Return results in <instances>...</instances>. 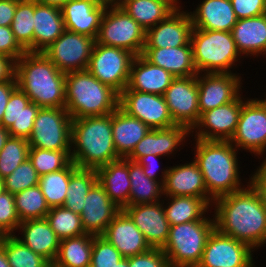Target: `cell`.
I'll return each instance as SVG.
<instances>
[{
    "mask_svg": "<svg viewBox=\"0 0 266 267\" xmlns=\"http://www.w3.org/2000/svg\"><path fill=\"white\" fill-rule=\"evenodd\" d=\"M64 31L61 8L35 1L34 52H42L55 42Z\"/></svg>",
    "mask_w": 266,
    "mask_h": 267,
    "instance_id": "33",
    "label": "cell"
},
{
    "mask_svg": "<svg viewBox=\"0 0 266 267\" xmlns=\"http://www.w3.org/2000/svg\"><path fill=\"white\" fill-rule=\"evenodd\" d=\"M175 77L164 68L151 64L142 55L135 56L124 90L164 95Z\"/></svg>",
    "mask_w": 266,
    "mask_h": 267,
    "instance_id": "26",
    "label": "cell"
},
{
    "mask_svg": "<svg viewBox=\"0 0 266 267\" xmlns=\"http://www.w3.org/2000/svg\"><path fill=\"white\" fill-rule=\"evenodd\" d=\"M130 0H108V3L113 6L121 7L124 3Z\"/></svg>",
    "mask_w": 266,
    "mask_h": 267,
    "instance_id": "60",
    "label": "cell"
},
{
    "mask_svg": "<svg viewBox=\"0 0 266 267\" xmlns=\"http://www.w3.org/2000/svg\"><path fill=\"white\" fill-rule=\"evenodd\" d=\"M18 0H0V27L11 26Z\"/></svg>",
    "mask_w": 266,
    "mask_h": 267,
    "instance_id": "54",
    "label": "cell"
},
{
    "mask_svg": "<svg viewBox=\"0 0 266 267\" xmlns=\"http://www.w3.org/2000/svg\"><path fill=\"white\" fill-rule=\"evenodd\" d=\"M237 19L264 15L265 0H231Z\"/></svg>",
    "mask_w": 266,
    "mask_h": 267,
    "instance_id": "51",
    "label": "cell"
},
{
    "mask_svg": "<svg viewBox=\"0 0 266 267\" xmlns=\"http://www.w3.org/2000/svg\"><path fill=\"white\" fill-rule=\"evenodd\" d=\"M4 191V180L0 177V194Z\"/></svg>",
    "mask_w": 266,
    "mask_h": 267,
    "instance_id": "62",
    "label": "cell"
},
{
    "mask_svg": "<svg viewBox=\"0 0 266 267\" xmlns=\"http://www.w3.org/2000/svg\"><path fill=\"white\" fill-rule=\"evenodd\" d=\"M40 175L36 172L32 162L27 159L21 163L10 175L5 177L4 190L15 194L17 192L38 185Z\"/></svg>",
    "mask_w": 266,
    "mask_h": 267,
    "instance_id": "46",
    "label": "cell"
},
{
    "mask_svg": "<svg viewBox=\"0 0 266 267\" xmlns=\"http://www.w3.org/2000/svg\"><path fill=\"white\" fill-rule=\"evenodd\" d=\"M102 237L124 258L139 255L151 249L143 233L122 209L107 226Z\"/></svg>",
    "mask_w": 266,
    "mask_h": 267,
    "instance_id": "24",
    "label": "cell"
},
{
    "mask_svg": "<svg viewBox=\"0 0 266 267\" xmlns=\"http://www.w3.org/2000/svg\"><path fill=\"white\" fill-rule=\"evenodd\" d=\"M145 34L146 31L121 7L108 4L95 41L128 50L138 56L144 50Z\"/></svg>",
    "mask_w": 266,
    "mask_h": 267,
    "instance_id": "8",
    "label": "cell"
},
{
    "mask_svg": "<svg viewBox=\"0 0 266 267\" xmlns=\"http://www.w3.org/2000/svg\"><path fill=\"white\" fill-rule=\"evenodd\" d=\"M195 141L194 161L204 177L207 193L214 200L245 187L240 182L238 149L230 141Z\"/></svg>",
    "mask_w": 266,
    "mask_h": 267,
    "instance_id": "4",
    "label": "cell"
},
{
    "mask_svg": "<svg viewBox=\"0 0 266 267\" xmlns=\"http://www.w3.org/2000/svg\"><path fill=\"white\" fill-rule=\"evenodd\" d=\"M179 6L166 19L146 30L144 48L191 46L193 24L188 11Z\"/></svg>",
    "mask_w": 266,
    "mask_h": 267,
    "instance_id": "18",
    "label": "cell"
},
{
    "mask_svg": "<svg viewBox=\"0 0 266 267\" xmlns=\"http://www.w3.org/2000/svg\"><path fill=\"white\" fill-rule=\"evenodd\" d=\"M260 102V104L266 109V98L264 100L259 99L258 100Z\"/></svg>",
    "mask_w": 266,
    "mask_h": 267,
    "instance_id": "63",
    "label": "cell"
},
{
    "mask_svg": "<svg viewBox=\"0 0 266 267\" xmlns=\"http://www.w3.org/2000/svg\"><path fill=\"white\" fill-rule=\"evenodd\" d=\"M93 237L83 234L60 240L52 267H90Z\"/></svg>",
    "mask_w": 266,
    "mask_h": 267,
    "instance_id": "35",
    "label": "cell"
},
{
    "mask_svg": "<svg viewBox=\"0 0 266 267\" xmlns=\"http://www.w3.org/2000/svg\"><path fill=\"white\" fill-rule=\"evenodd\" d=\"M35 1L41 4L52 5L61 8L69 0H35Z\"/></svg>",
    "mask_w": 266,
    "mask_h": 267,
    "instance_id": "58",
    "label": "cell"
},
{
    "mask_svg": "<svg viewBox=\"0 0 266 267\" xmlns=\"http://www.w3.org/2000/svg\"><path fill=\"white\" fill-rule=\"evenodd\" d=\"M231 33L241 56L266 57V15L238 19Z\"/></svg>",
    "mask_w": 266,
    "mask_h": 267,
    "instance_id": "30",
    "label": "cell"
},
{
    "mask_svg": "<svg viewBox=\"0 0 266 267\" xmlns=\"http://www.w3.org/2000/svg\"><path fill=\"white\" fill-rule=\"evenodd\" d=\"M10 136L11 135L8 129L0 125V151L3 149L4 145L6 144Z\"/></svg>",
    "mask_w": 266,
    "mask_h": 267,
    "instance_id": "57",
    "label": "cell"
},
{
    "mask_svg": "<svg viewBox=\"0 0 266 267\" xmlns=\"http://www.w3.org/2000/svg\"><path fill=\"white\" fill-rule=\"evenodd\" d=\"M46 219L60 240L85 234L80 214L64 206L50 208Z\"/></svg>",
    "mask_w": 266,
    "mask_h": 267,
    "instance_id": "43",
    "label": "cell"
},
{
    "mask_svg": "<svg viewBox=\"0 0 266 267\" xmlns=\"http://www.w3.org/2000/svg\"><path fill=\"white\" fill-rule=\"evenodd\" d=\"M160 159V156H156V155H147V156H143L141 157L137 162L142 166L144 174L155 181L160 182L162 185L164 184L165 178H166V173L168 169H163L161 171L160 177H158L157 173H158V165H156V161ZM156 160V161H155ZM158 163V162H157ZM160 178V179H159Z\"/></svg>",
    "mask_w": 266,
    "mask_h": 267,
    "instance_id": "52",
    "label": "cell"
},
{
    "mask_svg": "<svg viewBox=\"0 0 266 267\" xmlns=\"http://www.w3.org/2000/svg\"><path fill=\"white\" fill-rule=\"evenodd\" d=\"M190 134V129L184 125H175L166 129H150L126 158L137 162L141 157L151 154L171 156L173 153L174 155L176 149L178 151V147L181 148L183 141L188 139L185 137H189Z\"/></svg>",
    "mask_w": 266,
    "mask_h": 267,
    "instance_id": "23",
    "label": "cell"
},
{
    "mask_svg": "<svg viewBox=\"0 0 266 267\" xmlns=\"http://www.w3.org/2000/svg\"><path fill=\"white\" fill-rule=\"evenodd\" d=\"M264 15H266V0H265V5H264Z\"/></svg>",
    "mask_w": 266,
    "mask_h": 267,
    "instance_id": "64",
    "label": "cell"
},
{
    "mask_svg": "<svg viewBox=\"0 0 266 267\" xmlns=\"http://www.w3.org/2000/svg\"><path fill=\"white\" fill-rule=\"evenodd\" d=\"M130 194L129 205L156 203L163 195V185L148 178L142 166L135 161L129 160Z\"/></svg>",
    "mask_w": 266,
    "mask_h": 267,
    "instance_id": "37",
    "label": "cell"
},
{
    "mask_svg": "<svg viewBox=\"0 0 266 267\" xmlns=\"http://www.w3.org/2000/svg\"><path fill=\"white\" fill-rule=\"evenodd\" d=\"M163 96L173 121L191 130L200 117L197 75L174 78Z\"/></svg>",
    "mask_w": 266,
    "mask_h": 267,
    "instance_id": "16",
    "label": "cell"
},
{
    "mask_svg": "<svg viewBox=\"0 0 266 267\" xmlns=\"http://www.w3.org/2000/svg\"><path fill=\"white\" fill-rule=\"evenodd\" d=\"M35 0H18L11 30L15 40L28 52H34Z\"/></svg>",
    "mask_w": 266,
    "mask_h": 267,
    "instance_id": "40",
    "label": "cell"
},
{
    "mask_svg": "<svg viewBox=\"0 0 266 267\" xmlns=\"http://www.w3.org/2000/svg\"><path fill=\"white\" fill-rule=\"evenodd\" d=\"M71 151H55L30 147L28 159L41 176L64 169L72 160Z\"/></svg>",
    "mask_w": 266,
    "mask_h": 267,
    "instance_id": "45",
    "label": "cell"
},
{
    "mask_svg": "<svg viewBox=\"0 0 266 267\" xmlns=\"http://www.w3.org/2000/svg\"><path fill=\"white\" fill-rule=\"evenodd\" d=\"M71 160L78 168L97 169L116 161L112 113L72 119Z\"/></svg>",
    "mask_w": 266,
    "mask_h": 267,
    "instance_id": "3",
    "label": "cell"
},
{
    "mask_svg": "<svg viewBox=\"0 0 266 267\" xmlns=\"http://www.w3.org/2000/svg\"><path fill=\"white\" fill-rule=\"evenodd\" d=\"M77 168L71 161L64 169L40 176L38 186L50 208L64 205L70 176Z\"/></svg>",
    "mask_w": 266,
    "mask_h": 267,
    "instance_id": "39",
    "label": "cell"
},
{
    "mask_svg": "<svg viewBox=\"0 0 266 267\" xmlns=\"http://www.w3.org/2000/svg\"><path fill=\"white\" fill-rule=\"evenodd\" d=\"M15 60L0 54V83L11 81L15 77Z\"/></svg>",
    "mask_w": 266,
    "mask_h": 267,
    "instance_id": "56",
    "label": "cell"
},
{
    "mask_svg": "<svg viewBox=\"0 0 266 267\" xmlns=\"http://www.w3.org/2000/svg\"><path fill=\"white\" fill-rule=\"evenodd\" d=\"M117 267H129V257L128 258H122L118 263Z\"/></svg>",
    "mask_w": 266,
    "mask_h": 267,
    "instance_id": "61",
    "label": "cell"
},
{
    "mask_svg": "<svg viewBox=\"0 0 266 267\" xmlns=\"http://www.w3.org/2000/svg\"><path fill=\"white\" fill-rule=\"evenodd\" d=\"M39 110L40 107L31 102L29 97L17 87L10 95L0 125L7 128L12 137L28 139L32 134Z\"/></svg>",
    "mask_w": 266,
    "mask_h": 267,
    "instance_id": "25",
    "label": "cell"
},
{
    "mask_svg": "<svg viewBox=\"0 0 266 267\" xmlns=\"http://www.w3.org/2000/svg\"><path fill=\"white\" fill-rule=\"evenodd\" d=\"M149 130L140 119L128 115L120 107L112 112L114 147L121 158H126Z\"/></svg>",
    "mask_w": 266,
    "mask_h": 267,
    "instance_id": "32",
    "label": "cell"
},
{
    "mask_svg": "<svg viewBox=\"0 0 266 267\" xmlns=\"http://www.w3.org/2000/svg\"><path fill=\"white\" fill-rule=\"evenodd\" d=\"M0 247L4 250L10 267H52L47 259L17 239L16 234L1 236Z\"/></svg>",
    "mask_w": 266,
    "mask_h": 267,
    "instance_id": "41",
    "label": "cell"
},
{
    "mask_svg": "<svg viewBox=\"0 0 266 267\" xmlns=\"http://www.w3.org/2000/svg\"><path fill=\"white\" fill-rule=\"evenodd\" d=\"M15 207L21 222L46 218L50 207L38 185L14 194Z\"/></svg>",
    "mask_w": 266,
    "mask_h": 267,
    "instance_id": "42",
    "label": "cell"
},
{
    "mask_svg": "<svg viewBox=\"0 0 266 267\" xmlns=\"http://www.w3.org/2000/svg\"><path fill=\"white\" fill-rule=\"evenodd\" d=\"M108 4L103 0H69L61 7L65 30L96 39Z\"/></svg>",
    "mask_w": 266,
    "mask_h": 267,
    "instance_id": "20",
    "label": "cell"
},
{
    "mask_svg": "<svg viewBox=\"0 0 266 267\" xmlns=\"http://www.w3.org/2000/svg\"><path fill=\"white\" fill-rule=\"evenodd\" d=\"M188 13L196 29L231 32L238 20L231 0H203Z\"/></svg>",
    "mask_w": 266,
    "mask_h": 267,
    "instance_id": "27",
    "label": "cell"
},
{
    "mask_svg": "<svg viewBox=\"0 0 266 267\" xmlns=\"http://www.w3.org/2000/svg\"><path fill=\"white\" fill-rule=\"evenodd\" d=\"M72 118L65 108H40L28 138L30 147L71 151Z\"/></svg>",
    "mask_w": 266,
    "mask_h": 267,
    "instance_id": "9",
    "label": "cell"
},
{
    "mask_svg": "<svg viewBox=\"0 0 266 267\" xmlns=\"http://www.w3.org/2000/svg\"><path fill=\"white\" fill-rule=\"evenodd\" d=\"M0 267H10L4 250L0 247Z\"/></svg>",
    "mask_w": 266,
    "mask_h": 267,
    "instance_id": "59",
    "label": "cell"
},
{
    "mask_svg": "<svg viewBox=\"0 0 266 267\" xmlns=\"http://www.w3.org/2000/svg\"><path fill=\"white\" fill-rule=\"evenodd\" d=\"M81 223L85 234L102 236L107 226L121 209L109 198L104 188L97 182L84 201Z\"/></svg>",
    "mask_w": 266,
    "mask_h": 267,
    "instance_id": "22",
    "label": "cell"
},
{
    "mask_svg": "<svg viewBox=\"0 0 266 267\" xmlns=\"http://www.w3.org/2000/svg\"><path fill=\"white\" fill-rule=\"evenodd\" d=\"M179 0H130L121 8L145 31L166 19L179 7Z\"/></svg>",
    "mask_w": 266,
    "mask_h": 267,
    "instance_id": "34",
    "label": "cell"
},
{
    "mask_svg": "<svg viewBox=\"0 0 266 267\" xmlns=\"http://www.w3.org/2000/svg\"><path fill=\"white\" fill-rule=\"evenodd\" d=\"M142 56L151 64L164 68L175 78L197 75L192 46L144 48Z\"/></svg>",
    "mask_w": 266,
    "mask_h": 267,
    "instance_id": "29",
    "label": "cell"
},
{
    "mask_svg": "<svg viewBox=\"0 0 266 267\" xmlns=\"http://www.w3.org/2000/svg\"><path fill=\"white\" fill-rule=\"evenodd\" d=\"M241 96L240 94L234 101L200 114L198 122L190 130L191 133L195 131L194 139L230 141L236 132L245 101Z\"/></svg>",
    "mask_w": 266,
    "mask_h": 267,
    "instance_id": "15",
    "label": "cell"
},
{
    "mask_svg": "<svg viewBox=\"0 0 266 267\" xmlns=\"http://www.w3.org/2000/svg\"><path fill=\"white\" fill-rule=\"evenodd\" d=\"M122 258L120 252L105 238L93 237L90 267H117Z\"/></svg>",
    "mask_w": 266,
    "mask_h": 267,
    "instance_id": "47",
    "label": "cell"
},
{
    "mask_svg": "<svg viewBox=\"0 0 266 267\" xmlns=\"http://www.w3.org/2000/svg\"><path fill=\"white\" fill-rule=\"evenodd\" d=\"M119 107V94L87 69L66 73L65 109L72 119L104 116Z\"/></svg>",
    "mask_w": 266,
    "mask_h": 267,
    "instance_id": "5",
    "label": "cell"
},
{
    "mask_svg": "<svg viewBox=\"0 0 266 267\" xmlns=\"http://www.w3.org/2000/svg\"><path fill=\"white\" fill-rule=\"evenodd\" d=\"M236 73H198V107L200 114L234 101L242 87Z\"/></svg>",
    "mask_w": 266,
    "mask_h": 267,
    "instance_id": "17",
    "label": "cell"
},
{
    "mask_svg": "<svg viewBox=\"0 0 266 267\" xmlns=\"http://www.w3.org/2000/svg\"><path fill=\"white\" fill-rule=\"evenodd\" d=\"M190 43L198 73H233L241 59L231 32L193 28Z\"/></svg>",
    "mask_w": 266,
    "mask_h": 267,
    "instance_id": "6",
    "label": "cell"
},
{
    "mask_svg": "<svg viewBox=\"0 0 266 267\" xmlns=\"http://www.w3.org/2000/svg\"><path fill=\"white\" fill-rule=\"evenodd\" d=\"M26 51L15 40L11 26L0 27V54L17 61Z\"/></svg>",
    "mask_w": 266,
    "mask_h": 267,
    "instance_id": "50",
    "label": "cell"
},
{
    "mask_svg": "<svg viewBox=\"0 0 266 267\" xmlns=\"http://www.w3.org/2000/svg\"><path fill=\"white\" fill-rule=\"evenodd\" d=\"M21 221L18 217L14 194L3 191L0 194V236L15 235Z\"/></svg>",
    "mask_w": 266,
    "mask_h": 267,
    "instance_id": "48",
    "label": "cell"
},
{
    "mask_svg": "<svg viewBox=\"0 0 266 267\" xmlns=\"http://www.w3.org/2000/svg\"><path fill=\"white\" fill-rule=\"evenodd\" d=\"M215 229L214 217L170 226L162 248L170 267H197L208 237Z\"/></svg>",
    "mask_w": 266,
    "mask_h": 267,
    "instance_id": "7",
    "label": "cell"
},
{
    "mask_svg": "<svg viewBox=\"0 0 266 267\" xmlns=\"http://www.w3.org/2000/svg\"><path fill=\"white\" fill-rule=\"evenodd\" d=\"M18 230L21 231L22 236H16L17 239L51 264L54 262L59 250L60 239L46 218L23 221L18 226Z\"/></svg>",
    "mask_w": 266,
    "mask_h": 267,
    "instance_id": "28",
    "label": "cell"
},
{
    "mask_svg": "<svg viewBox=\"0 0 266 267\" xmlns=\"http://www.w3.org/2000/svg\"><path fill=\"white\" fill-rule=\"evenodd\" d=\"M129 267H170L169 260L160 248L129 257Z\"/></svg>",
    "mask_w": 266,
    "mask_h": 267,
    "instance_id": "49",
    "label": "cell"
},
{
    "mask_svg": "<svg viewBox=\"0 0 266 267\" xmlns=\"http://www.w3.org/2000/svg\"><path fill=\"white\" fill-rule=\"evenodd\" d=\"M168 203L164 205L166 219L170 226L185 222L202 220L210 211V205L203 199L193 196H166ZM206 212V213H205Z\"/></svg>",
    "mask_w": 266,
    "mask_h": 267,
    "instance_id": "36",
    "label": "cell"
},
{
    "mask_svg": "<svg viewBox=\"0 0 266 267\" xmlns=\"http://www.w3.org/2000/svg\"><path fill=\"white\" fill-rule=\"evenodd\" d=\"M134 58L135 55L128 50L95 43L87 70L120 94L128 85Z\"/></svg>",
    "mask_w": 266,
    "mask_h": 267,
    "instance_id": "10",
    "label": "cell"
},
{
    "mask_svg": "<svg viewBox=\"0 0 266 267\" xmlns=\"http://www.w3.org/2000/svg\"><path fill=\"white\" fill-rule=\"evenodd\" d=\"M97 182L96 169L77 168L70 176L63 206L74 213L81 214L85 198Z\"/></svg>",
    "mask_w": 266,
    "mask_h": 267,
    "instance_id": "38",
    "label": "cell"
},
{
    "mask_svg": "<svg viewBox=\"0 0 266 267\" xmlns=\"http://www.w3.org/2000/svg\"><path fill=\"white\" fill-rule=\"evenodd\" d=\"M17 88L16 78L0 83V123L3 119L6 105L12 92Z\"/></svg>",
    "mask_w": 266,
    "mask_h": 267,
    "instance_id": "55",
    "label": "cell"
},
{
    "mask_svg": "<svg viewBox=\"0 0 266 267\" xmlns=\"http://www.w3.org/2000/svg\"><path fill=\"white\" fill-rule=\"evenodd\" d=\"M247 183V187L213 200V216L218 232L257 250L266 244V210L257 191Z\"/></svg>",
    "mask_w": 266,
    "mask_h": 267,
    "instance_id": "1",
    "label": "cell"
},
{
    "mask_svg": "<svg viewBox=\"0 0 266 267\" xmlns=\"http://www.w3.org/2000/svg\"><path fill=\"white\" fill-rule=\"evenodd\" d=\"M246 100L243 102L237 129L230 142L239 150L242 148L259 158L266 152V109L257 98Z\"/></svg>",
    "mask_w": 266,
    "mask_h": 267,
    "instance_id": "13",
    "label": "cell"
},
{
    "mask_svg": "<svg viewBox=\"0 0 266 267\" xmlns=\"http://www.w3.org/2000/svg\"><path fill=\"white\" fill-rule=\"evenodd\" d=\"M165 200L149 204L129 205L122 209L143 233L151 248L162 249L169 237L170 224L166 219L163 206Z\"/></svg>",
    "mask_w": 266,
    "mask_h": 267,
    "instance_id": "19",
    "label": "cell"
},
{
    "mask_svg": "<svg viewBox=\"0 0 266 267\" xmlns=\"http://www.w3.org/2000/svg\"><path fill=\"white\" fill-rule=\"evenodd\" d=\"M119 107L128 115L140 119L150 129H166L177 125L163 95L123 90L119 94Z\"/></svg>",
    "mask_w": 266,
    "mask_h": 267,
    "instance_id": "14",
    "label": "cell"
},
{
    "mask_svg": "<svg viewBox=\"0 0 266 267\" xmlns=\"http://www.w3.org/2000/svg\"><path fill=\"white\" fill-rule=\"evenodd\" d=\"M96 41L65 30L42 52L63 73L86 70Z\"/></svg>",
    "mask_w": 266,
    "mask_h": 267,
    "instance_id": "11",
    "label": "cell"
},
{
    "mask_svg": "<svg viewBox=\"0 0 266 267\" xmlns=\"http://www.w3.org/2000/svg\"><path fill=\"white\" fill-rule=\"evenodd\" d=\"M258 168L251 174L252 176L249 178V183L257 191L262 205L266 210V160H263Z\"/></svg>",
    "mask_w": 266,
    "mask_h": 267,
    "instance_id": "53",
    "label": "cell"
},
{
    "mask_svg": "<svg viewBox=\"0 0 266 267\" xmlns=\"http://www.w3.org/2000/svg\"><path fill=\"white\" fill-rule=\"evenodd\" d=\"M254 251L250 245L214 229L197 267H255Z\"/></svg>",
    "mask_w": 266,
    "mask_h": 267,
    "instance_id": "12",
    "label": "cell"
},
{
    "mask_svg": "<svg viewBox=\"0 0 266 267\" xmlns=\"http://www.w3.org/2000/svg\"><path fill=\"white\" fill-rule=\"evenodd\" d=\"M15 78L17 87L40 108H65L66 74L43 52L26 51L15 62Z\"/></svg>",
    "mask_w": 266,
    "mask_h": 267,
    "instance_id": "2",
    "label": "cell"
},
{
    "mask_svg": "<svg viewBox=\"0 0 266 267\" xmlns=\"http://www.w3.org/2000/svg\"><path fill=\"white\" fill-rule=\"evenodd\" d=\"M166 168L164 196H193L203 198L211 207L214 206V199L207 193L204 177L194 159L190 163Z\"/></svg>",
    "mask_w": 266,
    "mask_h": 267,
    "instance_id": "21",
    "label": "cell"
},
{
    "mask_svg": "<svg viewBox=\"0 0 266 267\" xmlns=\"http://www.w3.org/2000/svg\"><path fill=\"white\" fill-rule=\"evenodd\" d=\"M30 145L28 139L10 136L0 151V177L10 175L21 163L29 157Z\"/></svg>",
    "mask_w": 266,
    "mask_h": 267,
    "instance_id": "44",
    "label": "cell"
},
{
    "mask_svg": "<svg viewBox=\"0 0 266 267\" xmlns=\"http://www.w3.org/2000/svg\"><path fill=\"white\" fill-rule=\"evenodd\" d=\"M98 182L109 198L120 208L129 206V159L120 158L96 169Z\"/></svg>",
    "mask_w": 266,
    "mask_h": 267,
    "instance_id": "31",
    "label": "cell"
}]
</instances>
